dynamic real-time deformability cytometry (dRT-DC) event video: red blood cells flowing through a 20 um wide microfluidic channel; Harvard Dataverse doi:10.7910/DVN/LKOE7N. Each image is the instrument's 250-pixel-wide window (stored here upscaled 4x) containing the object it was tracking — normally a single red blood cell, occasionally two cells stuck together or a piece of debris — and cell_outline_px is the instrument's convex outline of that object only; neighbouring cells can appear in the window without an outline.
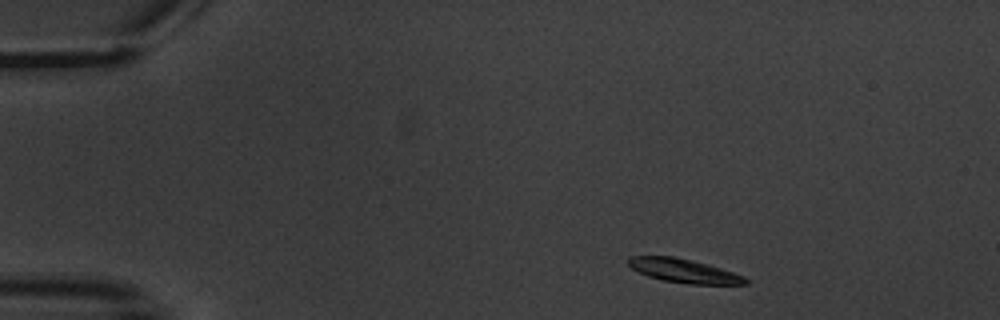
{"species": "common noctule bat (a hibernating species)", "species_latin": "Nyctalus noctula", "temperature_condition": "warm", "stored_images_in_passage": 7, "camera_frame_rate_fps": 3000, "um_per_image_px": 0.085, "animal": {"sex": "male", "body_mass_g": 20.1, "forearm_length_mm": 53.5}, "frame": {"image": 1, "passage_image": 1, "time_ms": 0.0, "image_size_px": [1000, 320], "cell_outline_px": [[748, 284], [688, 284], [664, 280], [648, 276], [632, 268], [628, 264], [628, 256], [676, 256], [708, 264], [744, 276], [748, 280]], "centroid_in_image_um": [58.13, 23.01], "position_along_channel_um": 26.9, "area_um2": 16.13}}
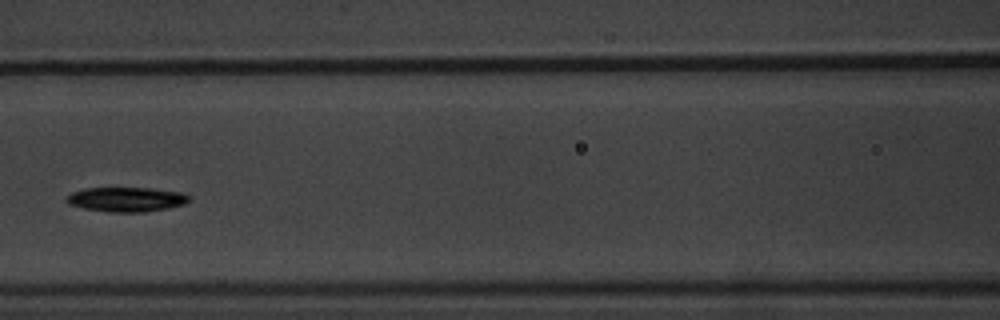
{"frame": {"image": 2, "passage_image": 6, "time_ms": 6.0, "image_size_px": [1000, 320], "cell_outline_px": [[188, 200], [184, 204], [168, 208], [144, 212], [108, 212], [84, 208], [68, 204], [64, 200], [72, 192], [84, 188], [152, 188], [180, 192], [188, 196]], "centroid_in_image_um": [10.7, 16.95], "position_along_channel_um": 155.9, "area_um2": 17.46}}
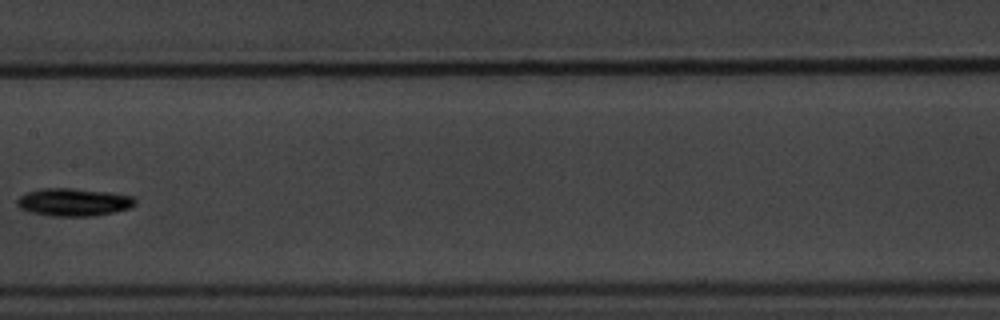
{"frame": {"image": 3, "passage_image": 7, "time_ms": 7.333, "image_size_px": [1000, 320], "cell_outline_px": [[136, 204], [128, 208], [112, 212], [92, 216], [52, 216], [32, 212], [20, 208], [16, 204], [16, 200], [20, 196], [28, 192], [40, 188], [76, 188], [112, 192], [132, 196], [136, 200]], "centroid_in_image_um": [6.26, 17.17], "position_along_channel_um": 201.1, "area_um2": 19.13}}